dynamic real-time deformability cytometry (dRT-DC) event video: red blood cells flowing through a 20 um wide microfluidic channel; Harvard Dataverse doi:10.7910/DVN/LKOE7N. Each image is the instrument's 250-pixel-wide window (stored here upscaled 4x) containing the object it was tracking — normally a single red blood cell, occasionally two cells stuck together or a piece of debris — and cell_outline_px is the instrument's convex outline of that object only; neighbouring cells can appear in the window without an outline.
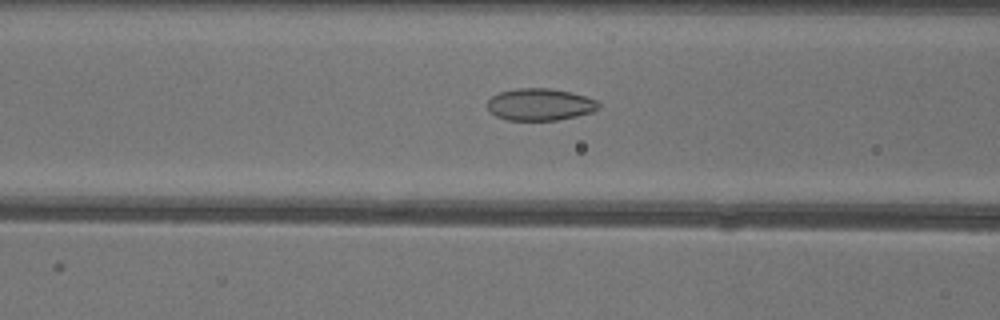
{"species": "common noctule bat (a hibernating species)", "species_latin": "Nyctalus noctula", "temperature_condition": "warm", "stored_images_in_passage": 47, "camera_frame_rate_fps": 3000, "um_per_image_px": 0.085, "animal": {"sex": "female"}, "frame": {"image": 1, "passage_image": 18, "time_ms": 5.667, "image_size_px": [1000, 320], "cell_outline_px": [[600, 108], [592, 112], [576, 116], [556, 120], [508, 120], [496, 116], [488, 108], [488, 100], [492, 96], [500, 92], [516, 88], [548, 88], [568, 92], [584, 96], [596, 100], [600, 104]], "centroid_in_image_um": [45.9, 8.88], "position_along_channel_um": 120.7, "area_um2": 20.58}}
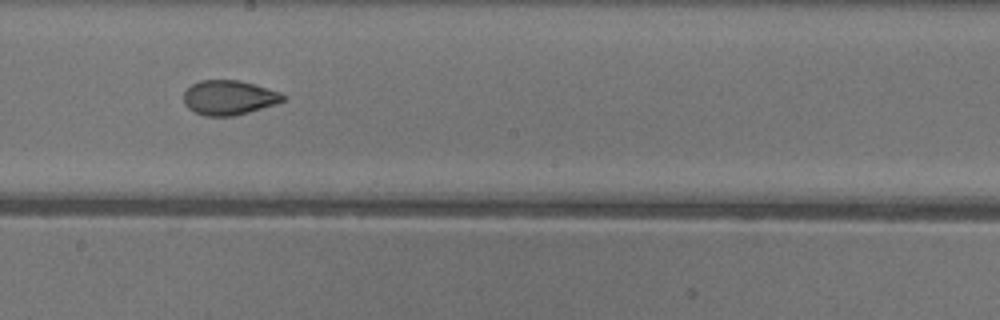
{"frame": {"image": 2, "passage_image": 26, "time_ms": 8.333, "image_size_px": [1000, 320], "cell_outline_px": [[284, 100], [276, 104], [248, 112], [232, 116], [204, 116], [188, 108], [184, 104], [184, 92], [192, 84], [200, 80], [240, 80], [256, 84], [280, 92], [284, 96]], "centroid_in_image_um": [19.45, 8.29], "position_along_channel_um": 228.7, "area_um2": 20.0}}
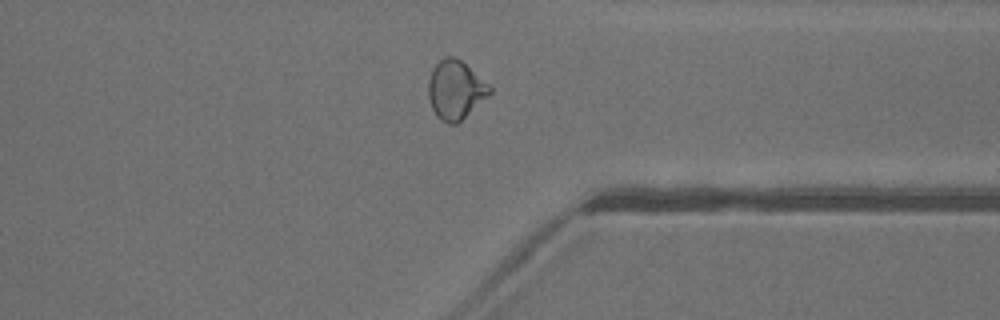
{"frame": {"image": 3, "passage_image": 37, "time_ms": 12.0, "image_size_px": [1000, 320], "cell_outline_px": [[492, 92], [488, 96], [456, 124], [448, 124], [440, 120], [436, 116], [432, 108], [428, 96], [428, 80], [432, 68], [444, 56], [452, 56], [460, 60], [488, 84], [492, 88]], "centroid_in_image_um": [38.68, 7.64], "position_along_channel_um": 372.7, "area_um2": 20.81}, "authors_computed_cell_mechanics": {"area_um2": 21.3282, "velocity_mm_per_s": 4.0384, "shape_relaxation_time_tau1_ms": 6.6778, "shape_relaxation_time_tau2_ms": 0.9498, "deformation_change_tau1": 0.1775, "deformation_change_tau2": 0.0589}}